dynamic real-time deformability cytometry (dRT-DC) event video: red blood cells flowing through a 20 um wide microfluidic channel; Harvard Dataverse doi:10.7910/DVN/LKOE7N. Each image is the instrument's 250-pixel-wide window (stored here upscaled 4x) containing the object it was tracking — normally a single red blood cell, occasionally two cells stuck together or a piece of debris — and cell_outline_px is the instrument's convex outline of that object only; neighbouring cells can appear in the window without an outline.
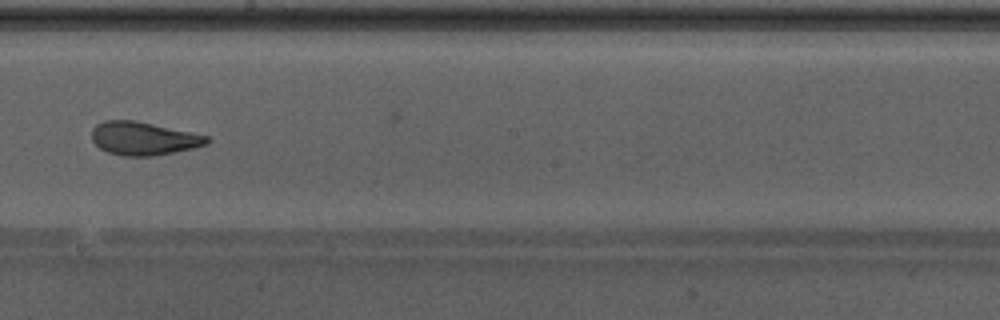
{"species": "Egyptian fruit bat (a non-hibernating species)", "species_latin": "Rousettus aegyptiacus", "temperature_condition": "warm", "stored_images_in_passage": 38, "camera_frame_rate_fps": 3000, "um_per_image_px": 0.085, "animal": {"sex": "male"}, "frame": {"image": 1, "passage_image": 27, "time_ms": 8.667, "image_size_px": [1000, 320], "cell_outline_px": [[212, 140], [208, 144], [192, 148], [152, 156], [120, 156], [108, 152], [100, 148], [92, 140], [92, 128], [96, 124], [104, 120], [136, 120], [208, 136]], "centroid_in_image_um": [12.18, 11.76], "position_along_channel_um": 236.0, "area_um2": 22.31}}